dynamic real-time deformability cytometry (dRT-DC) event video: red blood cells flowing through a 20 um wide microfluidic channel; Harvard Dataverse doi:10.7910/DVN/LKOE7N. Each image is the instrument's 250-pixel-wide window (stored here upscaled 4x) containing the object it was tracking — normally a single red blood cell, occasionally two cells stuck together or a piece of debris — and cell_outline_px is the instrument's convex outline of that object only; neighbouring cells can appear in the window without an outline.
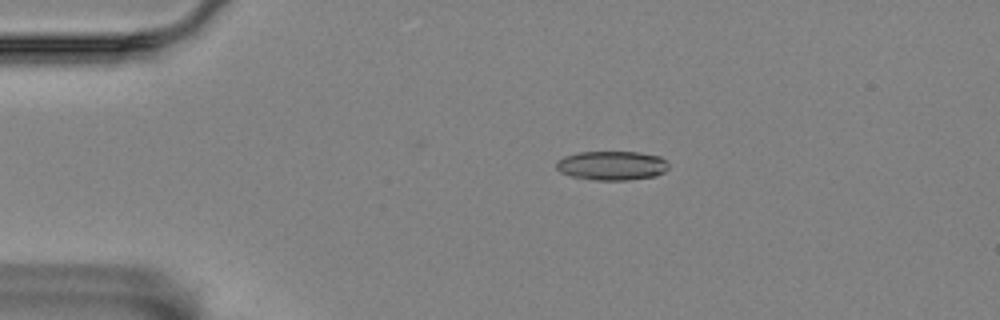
{"species": "Egyptian fruit bat (a non-hibernating species)", "species_latin": "Rousettus aegyptiacus", "temperature_condition": "room temperature", "stored_images_in_passage": 46, "camera_frame_rate_fps": 3000, "um_per_image_px": 0.085, "animal": {"sex": "female"}, "frame": {"image": 1, "passage_image": 1, "time_ms": 0.0, "image_size_px": [1000, 320], "cell_outline_px": [[668, 168], [664, 172], [656, 176], [628, 180], [596, 180], [572, 176], [560, 172], [556, 168], [556, 160], [564, 156], [580, 152], [636, 152], [660, 156], [668, 164]], "centroid_in_image_um": [51.99, 14.07], "position_along_channel_um": 33.0, "area_um2": 19.07}}
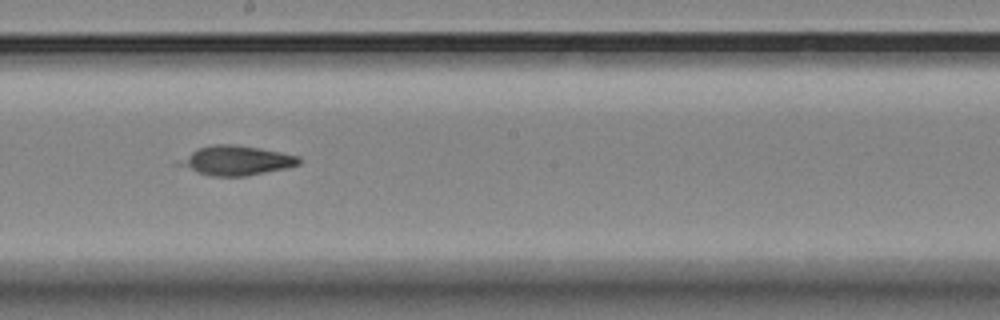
{"frame": {"image": 2, "passage_image": 21, "time_ms": 6.667, "image_size_px": [1000, 320], "cell_outline_px": [[300, 164], [284, 168], [244, 176], [212, 176], [196, 172], [172, 164], [192, 152], [200, 148], [212, 144], [236, 144], [260, 148], [300, 156]], "centroid_in_image_um": [20.04, 13.64], "position_along_channel_um": 228.2, "area_um2": 20.46}}
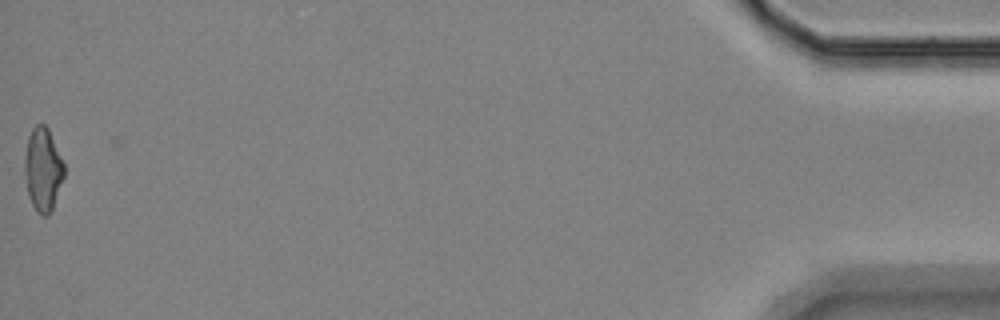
{"frame": {"image": 3, "passage_image": 46, "time_ms": 15.0, "image_size_px": [1000, 320], "cell_outline_px": [[64, 176], [52, 208], [48, 216], [40, 216], [36, 212], [28, 196], [24, 172], [24, 160], [28, 136], [32, 128], [36, 124], [44, 124], [48, 128], [64, 164]], "centroid_in_image_um": [3.62, 14.41], "position_along_channel_um": 431.6, "area_um2": 19.13}, "authors_computed_cell_mechanics": {"area_um2": 20.2878, "velocity_mm_per_s": 3.5776, "shape_relaxation_time_tau1_ms": 7.6532, "shape_relaxation_time_tau2_ms": 3.4959, "deformation_change_tau1": 0.1427, "deformation_change_tau2": 0.0554}}